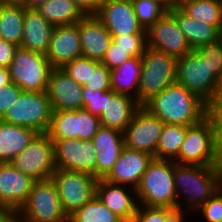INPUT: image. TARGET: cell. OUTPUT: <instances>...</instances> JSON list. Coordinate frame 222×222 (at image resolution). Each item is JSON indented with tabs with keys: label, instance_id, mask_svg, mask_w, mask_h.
<instances>
[{
	"label": "cell",
	"instance_id": "cell-1",
	"mask_svg": "<svg viewBox=\"0 0 222 222\" xmlns=\"http://www.w3.org/2000/svg\"><path fill=\"white\" fill-rule=\"evenodd\" d=\"M164 124L192 126L210 114V107L183 86L174 83L144 106Z\"/></svg>",
	"mask_w": 222,
	"mask_h": 222
},
{
	"label": "cell",
	"instance_id": "cell-2",
	"mask_svg": "<svg viewBox=\"0 0 222 222\" xmlns=\"http://www.w3.org/2000/svg\"><path fill=\"white\" fill-rule=\"evenodd\" d=\"M174 185L177 211L185 213L189 209L196 212V209L222 188V166L177 164L174 161ZM180 196H184L185 205L180 202Z\"/></svg>",
	"mask_w": 222,
	"mask_h": 222
},
{
	"label": "cell",
	"instance_id": "cell-3",
	"mask_svg": "<svg viewBox=\"0 0 222 222\" xmlns=\"http://www.w3.org/2000/svg\"><path fill=\"white\" fill-rule=\"evenodd\" d=\"M177 164L222 166V141L214 117L209 114L186 130Z\"/></svg>",
	"mask_w": 222,
	"mask_h": 222
},
{
	"label": "cell",
	"instance_id": "cell-4",
	"mask_svg": "<svg viewBox=\"0 0 222 222\" xmlns=\"http://www.w3.org/2000/svg\"><path fill=\"white\" fill-rule=\"evenodd\" d=\"M139 205L177 210L174 161L153 158L136 188Z\"/></svg>",
	"mask_w": 222,
	"mask_h": 222
},
{
	"label": "cell",
	"instance_id": "cell-5",
	"mask_svg": "<svg viewBox=\"0 0 222 222\" xmlns=\"http://www.w3.org/2000/svg\"><path fill=\"white\" fill-rule=\"evenodd\" d=\"M176 83L198 96L209 107L217 100L221 82L210 72L205 57L196 49L176 61Z\"/></svg>",
	"mask_w": 222,
	"mask_h": 222
},
{
	"label": "cell",
	"instance_id": "cell-6",
	"mask_svg": "<svg viewBox=\"0 0 222 222\" xmlns=\"http://www.w3.org/2000/svg\"><path fill=\"white\" fill-rule=\"evenodd\" d=\"M141 60L138 104L144 106L154 96L176 83L177 58L147 47Z\"/></svg>",
	"mask_w": 222,
	"mask_h": 222
},
{
	"label": "cell",
	"instance_id": "cell-7",
	"mask_svg": "<svg viewBox=\"0 0 222 222\" xmlns=\"http://www.w3.org/2000/svg\"><path fill=\"white\" fill-rule=\"evenodd\" d=\"M23 222H67L55 182L52 178L34 181L26 202L18 210Z\"/></svg>",
	"mask_w": 222,
	"mask_h": 222
},
{
	"label": "cell",
	"instance_id": "cell-8",
	"mask_svg": "<svg viewBox=\"0 0 222 222\" xmlns=\"http://www.w3.org/2000/svg\"><path fill=\"white\" fill-rule=\"evenodd\" d=\"M52 69L44 54L20 46L8 67L11 82L23 92H46Z\"/></svg>",
	"mask_w": 222,
	"mask_h": 222
},
{
	"label": "cell",
	"instance_id": "cell-9",
	"mask_svg": "<svg viewBox=\"0 0 222 222\" xmlns=\"http://www.w3.org/2000/svg\"><path fill=\"white\" fill-rule=\"evenodd\" d=\"M52 111L46 92H22L1 120L46 133L51 123Z\"/></svg>",
	"mask_w": 222,
	"mask_h": 222
},
{
	"label": "cell",
	"instance_id": "cell-10",
	"mask_svg": "<svg viewBox=\"0 0 222 222\" xmlns=\"http://www.w3.org/2000/svg\"><path fill=\"white\" fill-rule=\"evenodd\" d=\"M9 163L35 181L49 179L57 169L53 141L46 133H39Z\"/></svg>",
	"mask_w": 222,
	"mask_h": 222
},
{
	"label": "cell",
	"instance_id": "cell-11",
	"mask_svg": "<svg viewBox=\"0 0 222 222\" xmlns=\"http://www.w3.org/2000/svg\"><path fill=\"white\" fill-rule=\"evenodd\" d=\"M51 178L68 217L96 195L97 179L91 174L57 168Z\"/></svg>",
	"mask_w": 222,
	"mask_h": 222
},
{
	"label": "cell",
	"instance_id": "cell-12",
	"mask_svg": "<svg viewBox=\"0 0 222 222\" xmlns=\"http://www.w3.org/2000/svg\"><path fill=\"white\" fill-rule=\"evenodd\" d=\"M57 168L83 172L96 178V156L93 141L76 139L52 140Z\"/></svg>",
	"mask_w": 222,
	"mask_h": 222
},
{
	"label": "cell",
	"instance_id": "cell-13",
	"mask_svg": "<svg viewBox=\"0 0 222 222\" xmlns=\"http://www.w3.org/2000/svg\"><path fill=\"white\" fill-rule=\"evenodd\" d=\"M164 125L158 117L141 106L123 131L125 146L154 157Z\"/></svg>",
	"mask_w": 222,
	"mask_h": 222
},
{
	"label": "cell",
	"instance_id": "cell-14",
	"mask_svg": "<svg viewBox=\"0 0 222 222\" xmlns=\"http://www.w3.org/2000/svg\"><path fill=\"white\" fill-rule=\"evenodd\" d=\"M147 47L175 58L192 51L174 16L167 11L147 31Z\"/></svg>",
	"mask_w": 222,
	"mask_h": 222
},
{
	"label": "cell",
	"instance_id": "cell-15",
	"mask_svg": "<svg viewBox=\"0 0 222 222\" xmlns=\"http://www.w3.org/2000/svg\"><path fill=\"white\" fill-rule=\"evenodd\" d=\"M94 15L111 35L146 33L137 21L131 0H104Z\"/></svg>",
	"mask_w": 222,
	"mask_h": 222
},
{
	"label": "cell",
	"instance_id": "cell-16",
	"mask_svg": "<svg viewBox=\"0 0 222 222\" xmlns=\"http://www.w3.org/2000/svg\"><path fill=\"white\" fill-rule=\"evenodd\" d=\"M46 94L53 110L84 108L83 86L75 82L62 68H53L51 70Z\"/></svg>",
	"mask_w": 222,
	"mask_h": 222
},
{
	"label": "cell",
	"instance_id": "cell-17",
	"mask_svg": "<svg viewBox=\"0 0 222 222\" xmlns=\"http://www.w3.org/2000/svg\"><path fill=\"white\" fill-rule=\"evenodd\" d=\"M34 181L10 163H0V209L18 211L26 202Z\"/></svg>",
	"mask_w": 222,
	"mask_h": 222
},
{
	"label": "cell",
	"instance_id": "cell-18",
	"mask_svg": "<svg viewBox=\"0 0 222 222\" xmlns=\"http://www.w3.org/2000/svg\"><path fill=\"white\" fill-rule=\"evenodd\" d=\"M45 56L53 68H62L82 56L78 22L54 26Z\"/></svg>",
	"mask_w": 222,
	"mask_h": 222
},
{
	"label": "cell",
	"instance_id": "cell-19",
	"mask_svg": "<svg viewBox=\"0 0 222 222\" xmlns=\"http://www.w3.org/2000/svg\"><path fill=\"white\" fill-rule=\"evenodd\" d=\"M153 158L146 152L124 146L115 165L104 180L136 189Z\"/></svg>",
	"mask_w": 222,
	"mask_h": 222
},
{
	"label": "cell",
	"instance_id": "cell-20",
	"mask_svg": "<svg viewBox=\"0 0 222 222\" xmlns=\"http://www.w3.org/2000/svg\"><path fill=\"white\" fill-rule=\"evenodd\" d=\"M131 189L132 197L129 192ZM96 196L122 221H133L139 206L138 201H136L137 197H134L137 196L135 188L110 183L104 179H97Z\"/></svg>",
	"mask_w": 222,
	"mask_h": 222
},
{
	"label": "cell",
	"instance_id": "cell-21",
	"mask_svg": "<svg viewBox=\"0 0 222 222\" xmlns=\"http://www.w3.org/2000/svg\"><path fill=\"white\" fill-rule=\"evenodd\" d=\"M96 156V179H104L124 148L123 132L101 126L92 138Z\"/></svg>",
	"mask_w": 222,
	"mask_h": 222
},
{
	"label": "cell",
	"instance_id": "cell-22",
	"mask_svg": "<svg viewBox=\"0 0 222 222\" xmlns=\"http://www.w3.org/2000/svg\"><path fill=\"white\" fill-rule=\"evenodd\" d=\"M81 54L101 62L112 42V36L95 15H85L78 21Z\"/></svg>",
	"mask_w": 222,
	"mask_h": 222
},
{
	"label": "cell",
	"instance_id": "cell-23",
	"mask_svg": "<svg viewBox=\"0 0 222 222\" xmlns=\"http://www.w3.org/2000/svg\"><path fill=\"white\" fill-rule=\"evenodd\" d=\"M54 26L36 9L25 8L21 48L46 54Z\"/></svg>",
	"mask_w": 222,
	"mask_h": 222
},
{
	"label": "cell",
	"instance_id": "cell-24",
	"mask_svg": "<svg viewBox=\"0 0 222 222\" xmlns=\"http://www.w3.org/2000/svg\"><path fill=\"white\" fill-rule=\"evenodd\" d=\"M140 107L133 97L114 92L106 98L105 110L99 117L101 126L123 132Z\"/></svg>",
	"mask_w": 222,
	"mask_h": 222
},
{
	"label": "cell",
	"instance_id": "cell-25",
	"mask_svg": "<svg viewBox=\"0 0 222 222\" xmlns=\"http://www.w3.org/2000/svg\"><path fill=\"white\" fill-rule=\"evenodd\" d=\"M38 134L35 129L16 126L0 119V163H9Z\"/></svg>",
	"mask_w": 222,
	"mask_h": 222
},
{
	"label": "cell",
	"instance_id": "cell-26",
	"mask_svg": "<svg viewBox=\"0 0 222 222\" xmlns=\"http://www.w3.org/2000/svg\"><path fill=\"white\" fill-rule=\"evenodd\" d=\"M169 12L179 24L192 50L222 37V33L215 26L207 25L190 17L178 5L169 10Z\"/></svg>",
	"mask_w": 222,
	"mask_h": 222
},
{
	"label": "cell",
	"instance_id": "cell-27",
	"mask_svg": "<svg viewBox=\"0 0 222 222\" xmlns=\"http://www.w3.org/2000/svg\"><path fill=\"white\" fill-rule=\"evenodd\" d=\"M141 67V57H133L122 65L111 69L112 90L115 93L129 95L138 102Z\"/></svg>",
	"mask_w": 222,
	"mask_h": 222
},
{
	"label": "cell",
	"instance_id": "cell-28",
	"mask_svg": "<svg viewBox=\"0 0 222 222\" xmlns=\"http://www.w3.org/2000/svg\"><path fill=\"white\" fill-rule=\"evenodd\" d=\"M25 7L18 1H3L0 5V39L20 46L23 37Z\"/></svg>",
	"mask_w": 222,
	"mask_h": 222
},
{
	"label": "cell",
	"instance_id": "cell-29",
	"mask_svg": "<svg viewBox=\"0 0 222 222\" xmlns=\"http://www.w3.org/2000/svg\"><path fill=\"white\" fill-rule=\"evenodd\" d=\"M36 10L53 26L76 24L85 16L72 0H48Z\"/></svg>",
	"mask_w": 222,
	"mask_h": 222
},
{
	"label": "cell",
	"instance_id": "cell-30",
	"mask_svg": "<svg viewBox=\"0 0 222 222\" xmlns=\"http://www.w3.org/2000/svg\"><path fill=\"white\" fill-rule=\"evenodd\" d=\"M178 6L190 17L215 26L222 33V0H181Z\"/></svg>",
	"mask_w": 222,
	"mask_h": 222
},
{
	"label": "cell",
	"instance_id": "cell-31",
	"mask_svg": "<svg viewBox=\"0 0 222 222\" xmlns=\"http://www.w3.org/2000/svg\"><path fill=\"white\" fill-rule=\"evenodd\" d=\"M189 126L165 124L157 144L155 159L174 161Z\"/></svg>",
	"mask_w": 222,
	"mask_h": 222
},
{
	"label": "cell",
	"instance_id": "cell-32",
	"mask_svg": "<svg viewBox=\"0 0 222 222\" xmlns=\"http://www.w3.org/2000/svg\"><path fill=\"white\" fill-rule=\"evenodd\" d=\"M69 222H123L95 195L69 216Z\"/></svg>",
	"mask_w": 222,
	"mask_h": 222
},
{
	"label": "cell",
	"instance_id": "cell-33",
	"mask_svg": "<svg viewBox=\"0 0 222 222\" xmlns=\"http://www.w3.org/2000/svg\"><path fill=\"white\" fill-rule=\"evenodd\" d=\"M46 134L51 140L75 139V110H53Z\"/></svg>",
	"mask_w": 222,
	"mask_h": 222
},
{
	"label": "cell",
	"instance_id": "cell-34",
	"mask_svg": "<svg viewBox=\"0 0 222 222\" xmlns=\"http://www.w3.org/2000/svg\"><path fill=\"white\" fill-rule=\"evenodd\" d=\"M185 214L168 207L139 205L133 222H185Z\"/></svg>",
	"mask_w": 222,
	"mask_h": 222
},
{
	"label": "cell",
	"instance_id": "cell-35",
	"mask_svg": "<svg viewBox=\"0 0 222 222\" xmlns=\"http://www.w3.org/2000/svg\"><path fill=\"white\" fill-rule=\"evenodd\" d=\"M139 25L148 30L167 10L152 0H131Z\"/></svg>",
	"mask_w": 222,
	"mask_h": 222
},
{
	"label": "cell",
	"instance_id": "cell-36",
	"mask_svg": "<svg viewBox=\"0 0 222 222\" xmlns=\"http://www.w3.org/2000/svg\"><path fill=\"white\" fill-rule=\"evenodd\" d=\"M101 62L89 58L79 57L66 63L62 70L68 74L75 82L85 86L90 82L92 70H95Z\"/></svg>",
	"mask_w": 222,
	"mask_h": 222
},
{
	"label": "cell",
	"instance_id": "cell-37",
	"mask_svg": "<svg viewBox=\"0 0 222 222\" xmlns=\"http://www.w3.org/2000/svg\"><path fill=\"white\" fill-rule=\"evenodd\" d=\"M100 127L99 117L84 108L75 110V139L92 140Z\"/></svg>",
	"mask_w": 222,
	"mask_h": 222
},
{
	"label": "cell",
	"instance_id": "cell-38",
	"mask_svg": "<svg viewBox=\"0 0 222 222\" xmlns=\"http://www.w3.org/2000/svg\"><path fill=\"white\" fill-rule=\"evenodd\" d=\"M119 48L126 50L132 57H141L147 48V33L111 35Z\"/></svg>",
	"mask_w": 222,
	"mask_h": 222
},
{
	"label": "cell",
	"instance_id": "cell-39",
	"mask_svg": "<svg viewBox=\"0 0 222 222\" xmlns=\"http://www.w3.org/2000/svg\"><path fill=\"white\" fill-rule=\"evenodd\" d=\"M196 50L207 60L210 72L222 82V37Z\"/></svg>",
	"mask_w": 222,
	"mask_h": 222
},
{
	"label": "cell",
	"instance_id": "cell-40",
	"mask_svg": "<svg viewBox=\"0 0 222 222\" xmlns=\"http://www.w3.org/2000/svg\"><path fill=\"white\" fill-rule=\"evenodd\" d=\"M113 93L114 91L112 89L106 92H93L83 86L84 109H86L91 114L100 117L102 112L105 110L106 98H110Z\"/></svg>",
	"mask_w": 222,
	"mask_h": 222
},
{
	"label": "cell",
	"instance_id": "cell-41",
	"mask_svg": "<svg viewBox=\"0 0 222 222\" xmlns=\"http://www.w3.org/2000/svg\"><path fill=\"white\" fill-rule=\"evenodd\" d=\"M201 212L206 222L222 221V188L201 205L197 211Z\"/></svg>",
	"mask_w": 222,
	"mask_h": 222
},
{
	"label": "cell",
	"instance_id": "cell-42",
	"mask_svg": "<svg viewBox=\"0 0 222 222\" xmlns=\"http://www.w3.org/2000/svg\"><path fill=\"white\" fill-rule=\"evenodd\" d=\"M85 87L93 92L111 90V70L101 63L95 70H92L90 82Z\"/></svg>",
	"mask_w": 222,
	"mask_h": 222
},
{
	"label": "cell",
	"instance_id": "cell-43",
	"mask_svg": "<svg viewBox=\"0 0 222 222\" xmlns=\"http://www.w3.org/2000/svg\"><path fill=\"white\" fill-rule=\"evenodd\" d=\"M131 58L133 57L127 53L126 50L119 48L118 45L112 41L101 63L111 70Z\"/></svg>",
	"mask_w": 222,
	"mask_h": 222
},
{
	"label": "cell",
	"instance_id": "cell-44",
	"mask_svg": "<svg viewBox=\"0 0 222 222\" xmlns=\"http://www.w3.org/2000/svg\"><path fill=\"white\" fill-rule=\"evenodd\" d=\"M23 91L14 83L0 86V119Z\"/></svg>",
	"mask_w": 222,
	"mask_h": 222
},
{
	"label": "cell",
	"instance_id": "cell-45",
	"mask_svg": "<svg viewBox=\"0 0 222 222\" xmlns=\"http://www.w3.org/2000/svg\"><path fill=\"white\" fill-rule=\"evenodd\" d=\"M17 46L14 43L0 39V66L8 68L13 61Z\"/></svg>",
	"mask_w": 222,
	"mask_h": 222
},
{
	"label": "cell",
	"instance_id": "cell-46",
	"mask_svg": "<svg viewBox=\"0 0 222 222\" xmlns=\"http://www.w3.org/2000/svg\"><path fill=\"white\" fill-rule=\"evenodd\" d=\"M210 114L214 117L222 141V91L219 92L217 100L210 107Z\"/></svg>",
	"mask_w": 222,
	"mask_h": 222
},
{
	"label": "cell",
	"instance_id": "cell-47",
	"mask_svg": "<svg viewBox=\"0 0 222 222\" xmlns=\"http://www.w3.org/2000/svg\"><path fill=\"white\" fill-rule=\"evenodd\" d=\"M85 15H94L104 0H72Z\"/></svg>",
	"mask_w": 222,
	"mask_h": 222
},
{
	"label": "cell",
	"instance_id": "cell-48",
	"mask_svg": "<svg viewBox=\"0 0 222 222\" xmlns=\"http://www.w3.org/2000/svg\"><path fill=\"white\" fill-rule=\"evenodd\" d=\"M20 217L17 210L0 209V222H19Z\"/></svg>",
	"mask_w": 222,
	"mask_h": 222
},
{
	"label": "cell",
	"instance_id": "cell-49",
	"mask_svg": "<svg viewBox=\"0 0 222 222\" xmlns=\"http://www.w3.org/2000/svg\"><path fill=\"white\" fill-rule=\"evenodd\" d=\"M48 0H18V2L28 9H36Z\"/></svg>",
	"mask_w": 222,
	"mask_h": 222
},
{
	"label": "cell",
	"instance_id": "cell-50",
	"mask_svg": "<svg viewBox=\"0 0 222 222\" xmlns=\"http://www.w3.org/2000/svg\"><path fill=\"white\" fill-rule=\"evenodd\" d=\"M10 83L11 80L8 68L0 66V86L8 85Z\"/></svg>",
	"mask_w": 222,
	"mask_h": 222
},
{
	"label": "cell",
	"instance_id": "cell-51",
	"mask_svg": "<svg viewBox=\"0 0 222 222\" xmlns=\"http://www.w3.org/2000/svg\"><path fill=\"white\" fill-rule=\"evenodd\" d=\"M160 3L167 11L178 5L177 0H152Z\"/></svg>",
	"mask_w": 222,
	"mask_h": 222
},
{
	"label": "cell",
	"instance_id": "cell-52",
	"mask_svg": "<svg viewBox=\"0 0 222 222\" xmlns=\"http://www.w3.org/2000/svg\"><path fill=\"white\" fill-rule=\"evenodd\" d=\"M2 1H18V0H2Z\"/></svg>",
	"mask_w": 222,
	"mask_h": 222
}]
</instances>
